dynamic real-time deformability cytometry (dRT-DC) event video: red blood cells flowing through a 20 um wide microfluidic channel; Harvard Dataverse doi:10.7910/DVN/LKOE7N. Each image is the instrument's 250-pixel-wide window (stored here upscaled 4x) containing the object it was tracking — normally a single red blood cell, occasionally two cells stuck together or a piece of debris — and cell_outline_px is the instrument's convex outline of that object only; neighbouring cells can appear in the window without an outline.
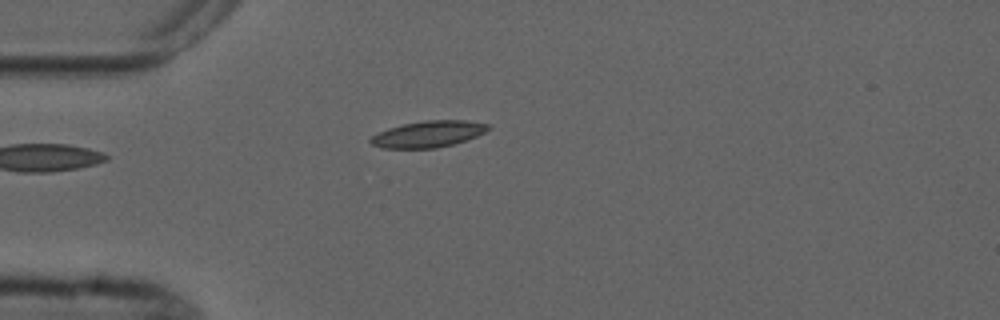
{"species": "common noctule bat (a hibernating species)", "species_latin": "Nyctalus noctula", "temperature_condition": "cold", "stored_images_in_passage": 4, "camera_frame_rate_fps": 3000, "um_per_image_px": 0.085, "animal": {"sex": "male", "forearm_length_mm": 52.5}, "frame": {"image": 1, "passage_image": 4, "time_ms": 4.333, "image_size_px": [1000, 320], "cell_outline_px": [[492, 128], [476, 136], [452, 144], [436, 148], [380, 148], [372, 144], [368, 140], [372, 136], [388, 128], [404, 124], [428, 120], [468, 120], [488, 124]], "centroid_in_image_um": [36.4, 11.39], "position_along_channel_um": 48.6, "area_um2": 17.92}}